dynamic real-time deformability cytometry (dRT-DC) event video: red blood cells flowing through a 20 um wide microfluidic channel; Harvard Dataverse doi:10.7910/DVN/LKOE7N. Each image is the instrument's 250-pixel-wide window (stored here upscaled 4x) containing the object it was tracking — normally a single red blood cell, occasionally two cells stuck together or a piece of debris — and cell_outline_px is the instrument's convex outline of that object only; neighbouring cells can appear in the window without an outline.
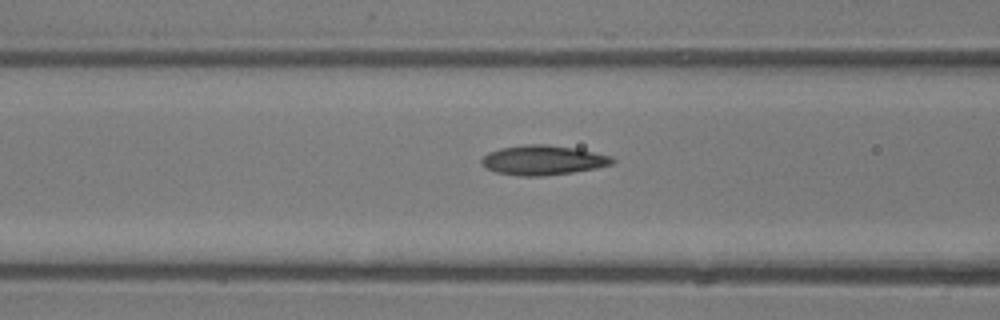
{"species": "common noctule bat (a hibernating species)", "species_latin": "Nyctalus noctula", "temperature_condition": "room temperature", "stored_images_in_passage": 5, "camera_frame_rate_fps": 3000, "um_per_image_px": 0.085, "animal": {"sex": "male", "body_mass_g": 13.3}, "frame": {"image": 1, "passage_image": 4, "time_ms": 1.0, "image_size_px": [1000, 320], "cell_outline_px": [[616, 160], [612, 164], [596, 168], [572, 172], [540, 176], [520, 176], [496, 172], [480, 164], [480, 160], [488, 152], [500, 148], [524, 144], [548, 144], [576, 148], [612, 156]], "centroid_in_image_um": [46.15, 13.6], "position_along_channel_um": 120.4, "area_um2": 22.66}}